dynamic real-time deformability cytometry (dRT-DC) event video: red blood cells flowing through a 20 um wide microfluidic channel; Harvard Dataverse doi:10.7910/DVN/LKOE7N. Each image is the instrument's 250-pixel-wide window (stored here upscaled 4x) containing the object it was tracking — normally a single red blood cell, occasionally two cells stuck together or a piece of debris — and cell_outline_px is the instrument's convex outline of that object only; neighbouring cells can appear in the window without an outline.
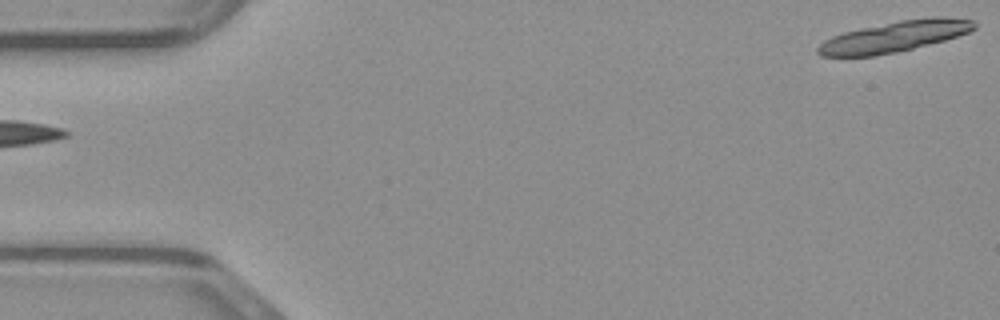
{"species": "common noctule bat (a hibernating species)", "species_latin": "Nyctalus noctula", "temperature_condition": "warm", "stored_images_in_passage": 17, "camera_frame_rate_fps": 3000, "um_per_image_px": 0.085, "animal": {"sex": "male", "body_mass_g": 23.1, "forearm_length_mm": 52.7}, "frame": {"image": 1, "passage_image": 1, "time_ms": 0.0, "image_size_px": [1000, 320], "cell_outline_px": [[976, 28], [968, 32], [944, 40], [896, 52], [876, 56], [820, 56], [816, 52], [816, 48], [824, 40], [832, 36], [844, 32], [900, 20], [932, 16], [944, 16], [972, 20], [976, 24]], "centroid_in_image_um": [76.02, 3.1], "position_along_channel_um": 9.0, "area_um2": 27.92}}